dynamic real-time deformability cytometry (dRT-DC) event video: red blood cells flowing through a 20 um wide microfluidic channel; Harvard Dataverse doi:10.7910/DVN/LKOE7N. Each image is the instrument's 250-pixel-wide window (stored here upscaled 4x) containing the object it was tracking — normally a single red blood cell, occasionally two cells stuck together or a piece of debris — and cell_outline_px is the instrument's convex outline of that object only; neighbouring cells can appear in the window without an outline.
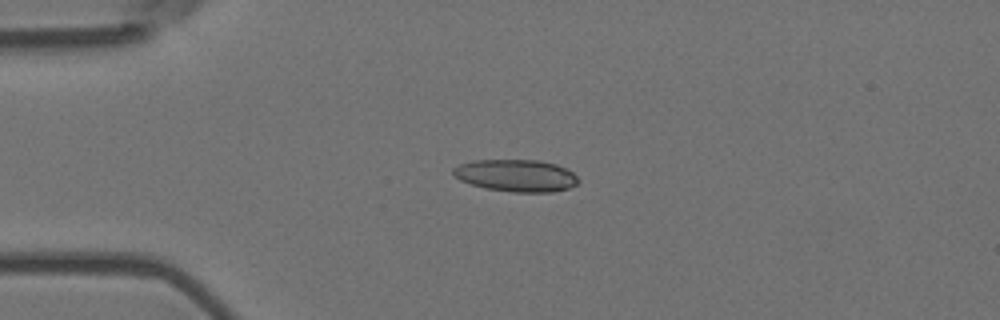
{"species": "Egyptian fruit bat (a non-hibernating species)", "species_latin": "Rousettus aegyptiacus", "temperature_condition": "room temperature", "stored_images_in_passage": 43, "camera_frame_rate_fps": 3000, "um_per_image_px": 0.085, "animal": {"sex": "female"}, "frame": {"image": 1, "passage_image": 1, "time_ms": 0.0, "image_size_px": [1000, 320], "cell_outline_px": [[580, 180], [576, 184], [568, 188], [552, 192], [512, 192], [484, 188], [460, 180], [452, 172], [452, 168], [460, 164], [472, 160], [540, 160], [556, 164], [572, 172]], "centroid_in_image_um": [43.86, 14.92], "position_along_channel_um": 41.1, "area_um2": 23.41}}
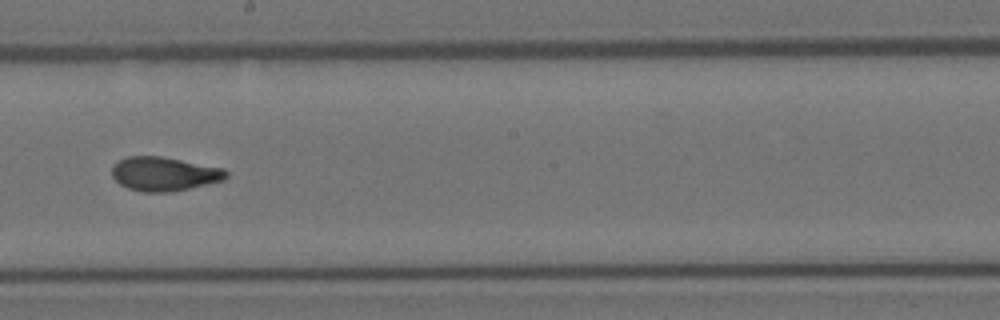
{"frame": {"image": 2, "passage_image": 19, "time_ms": 6.0, "image_size_px": [1000, 320], "cell_outline_px": [[228, 176], [224, 180], [188, 188], [168, 192], [140, 192], [128, 188], [120, 184], [112, 176], [112, 164], [128, 156], [160, 156], [224, 168], [228, 172]], "centroid_in_image_um": [13.94, 14.78], "position_along_channel_um": 234.3, "area_um2": 22.54}}
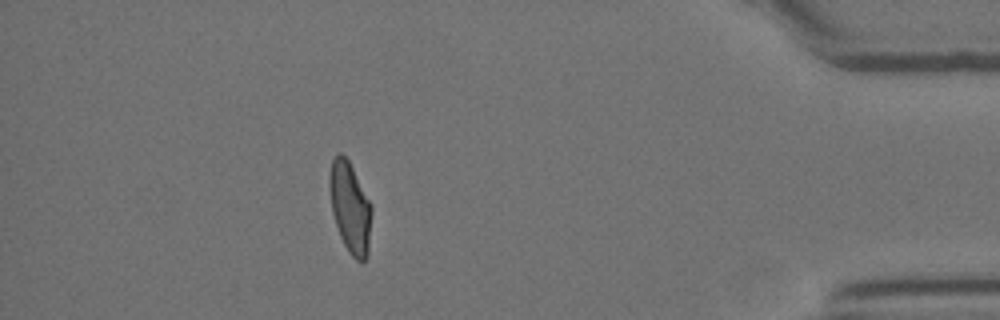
{"frame": {"image": 3, "passage_image": 37, "time_ms": 12.0, "image_size_px": [1000, 320], "cell_outline_px": [[372, 212], [368, 256], [364, 260], [356, 260], [348, 252], [340, 236], [332, 212], [328, 188], [328, 176], [332, 160], [340, 152], [348, 160], [372, 204]], "centroid_in_image_um": [29.75, 17.64], "position_along_channel_um": 405.4, "area_um2": 22.43}, "authors_computed_cell_mechanics": {"area_um2": 22.542, "velocity_mm_per_s": 3.6533, "shape_relaxation_time_tau1_ms": 10.292, "shape_relaxation_time_tau2_ms": 1.6135, "deformation_change_tau1": 0.2603, "deformation_change_tau2": 0.0812}}